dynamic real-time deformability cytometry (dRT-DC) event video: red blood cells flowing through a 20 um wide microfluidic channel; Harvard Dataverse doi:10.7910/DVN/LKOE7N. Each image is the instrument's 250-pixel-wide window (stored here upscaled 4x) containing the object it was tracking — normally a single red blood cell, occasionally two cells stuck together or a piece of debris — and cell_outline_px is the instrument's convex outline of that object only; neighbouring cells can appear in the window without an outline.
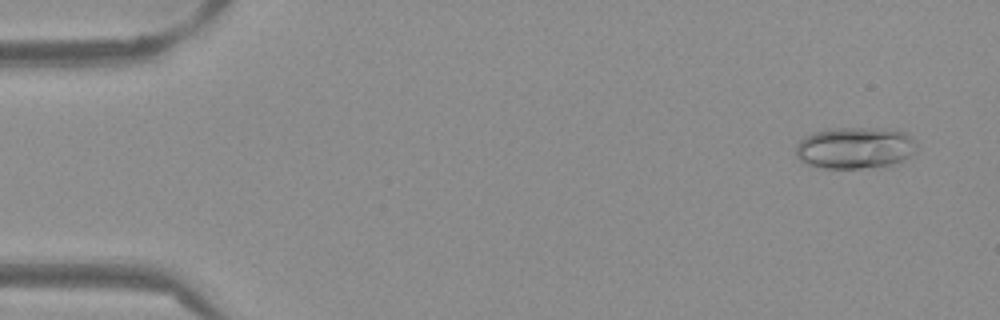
{"species": "Egyptian fruit bat (a non-hibernating species)", "species_latin": "Rousettus aegyptiacus", "temperature_condition": "warm", "stored_images_in_passage": 13, "camera_frame_rate_fps": 3000, "um_per_image_px": 0.085, "frame": {"image": 1, "passage_image": 3, "time_ms": 0.667, "image_size_px": [1000, 320], "cell_outline_px": [[916, 152], [892, 168], [816, 168], [800, 160], [796, 156], [796, 144], [800, 140], [812, 132], [828, 128], [876, 128], [904, 132], [912, 136], [916, 140]], "centroid_in_image_um": [72.72, 12.6], "position_along_channel_um": 12.3, "area_um2": 30.17}}